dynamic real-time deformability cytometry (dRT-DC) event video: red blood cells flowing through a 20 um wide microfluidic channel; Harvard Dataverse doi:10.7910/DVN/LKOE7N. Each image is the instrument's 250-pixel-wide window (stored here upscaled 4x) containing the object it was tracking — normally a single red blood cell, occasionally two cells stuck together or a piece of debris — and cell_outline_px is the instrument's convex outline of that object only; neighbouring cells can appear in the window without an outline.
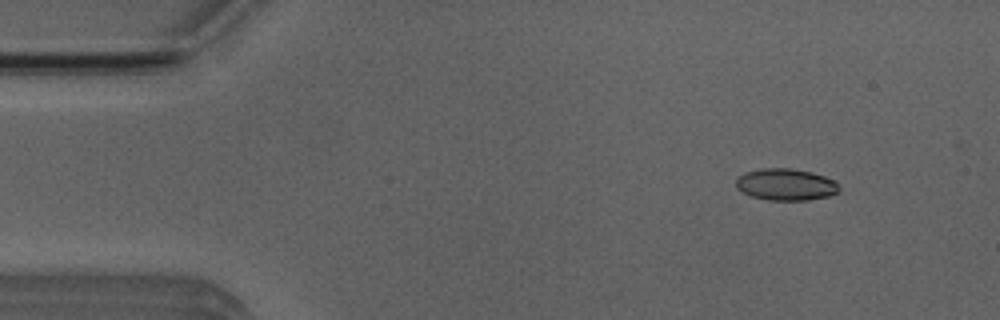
{"species": "Egyptian fruit bat (a non-hibernating species)", "species_latin": "Rousettus aegyptiacus", "temperature_condition": "room temperature", "stored_images_in_passage": 5, "camera_frame_rate_fps": 3000, "um_per_image_px": 0.085, "animal": {"sex": "male"}, "frame": {"image": 1, "passage_image": 1, "time_ms": 0.0, "image_size_px": [1000, 320], "cell_outline_px": [[840, 188], [836, 192], [828, 196], [808, 200], [768, 200], [752, 196], [736, 188], [736, 176], [744, 172], [760, 168], [792, 168], [812, 172], [824, 176], [832, 180]], "centroid_in_image_um": [66.74, 15.67], "position_along_channel_um": 18.3, "area_um2": 19.07}}